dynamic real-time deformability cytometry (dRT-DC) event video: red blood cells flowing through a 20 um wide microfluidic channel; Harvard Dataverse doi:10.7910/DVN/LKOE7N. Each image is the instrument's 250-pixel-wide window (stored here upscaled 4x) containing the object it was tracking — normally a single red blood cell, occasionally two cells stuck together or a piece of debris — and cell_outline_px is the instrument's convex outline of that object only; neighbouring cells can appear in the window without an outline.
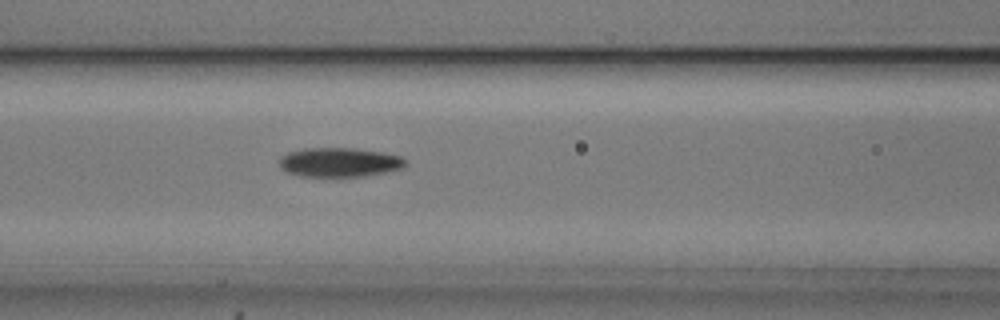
{"species": "common noctule bat (a hibernating species)", "species_latin": "Nyctalus noctula", "temperature_condition": "cold", "stored_images_in_passage": 55, "camera_frame_rate_fps": 3000, "um_per_image_px": 0.085, "animal": {"sex": "male", "body_mass_g": 20.5, "forearm_length_mm": 52.5}, "frame": {"image": 1, "passage_image": 23, "time_ms": 7.333, "image_size_px": [1000, 320], "cell_outline_px": [[408, 164], [404, 168], [364, 176], [300, 176], [288, 172], [280, 168], [280, 156], [288, 152], [304, 148], [352, 148], [380, 152], [400, 156], [408, 160]], "centroid_in_image_um": [28.86, 13.79], "position_along_channel_um": 137.7, "area_um2": 21.5}}
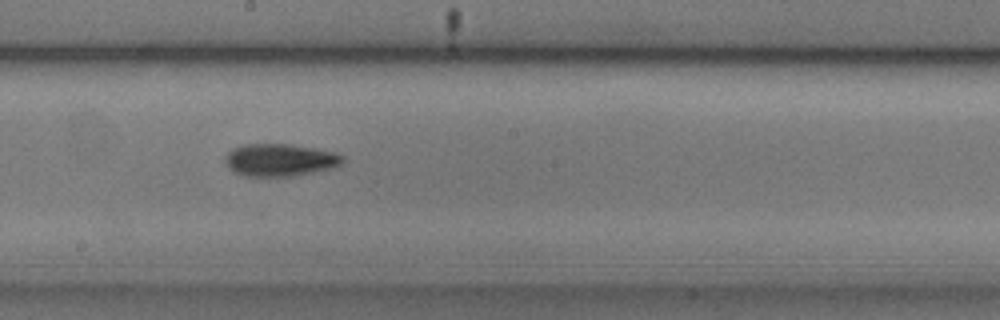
{"frame": {"image": 2, "passage_image": 30, "time_ms": 9.667, "image_size_px": [1000, 320], "cell_outline_px": [[344, 160], [336, 168], [292, 176], [244, 176], [228, 168], [224, 160], [224, 156], [232, 148], [244, 144], [292, 144], [316, 148], [336, 152], [344, 156]], "centroid_in_image_um": [23.81, 13.59], "position_along_channel_um": 224.4, "area_um2": 22.54}}
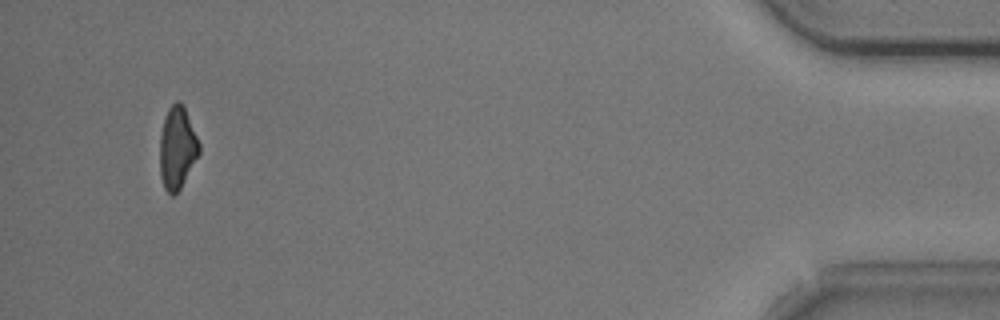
{"frame": {"image": 3, "passage_image": 52, "time_ms": 17.0, "image_size_px": [1000, 320], "cell_outline_px": [[200, 152], [180, 188], [172, 196], [164, 188], [160, 176], [160, 136], [164, 120], [168, 108], [176, 100], [180, 100], [184, 108], [200, 144]], "centroid_in_image_um": [15.05, 12.57], "position_along_channel_um": 420.1, "area_um2": 18.55}, "authors_computed_cell_mechanics": {"area_um2": 20.3456, "velocity_mm_per_s": 3.7182, "shape_relaxation_time_tau1_ms": 3.8768, "shape_relaxation_time_tau2_ms": null, "deformation_change_tau1": 0.1572, "deformation_change_tau2": null}}